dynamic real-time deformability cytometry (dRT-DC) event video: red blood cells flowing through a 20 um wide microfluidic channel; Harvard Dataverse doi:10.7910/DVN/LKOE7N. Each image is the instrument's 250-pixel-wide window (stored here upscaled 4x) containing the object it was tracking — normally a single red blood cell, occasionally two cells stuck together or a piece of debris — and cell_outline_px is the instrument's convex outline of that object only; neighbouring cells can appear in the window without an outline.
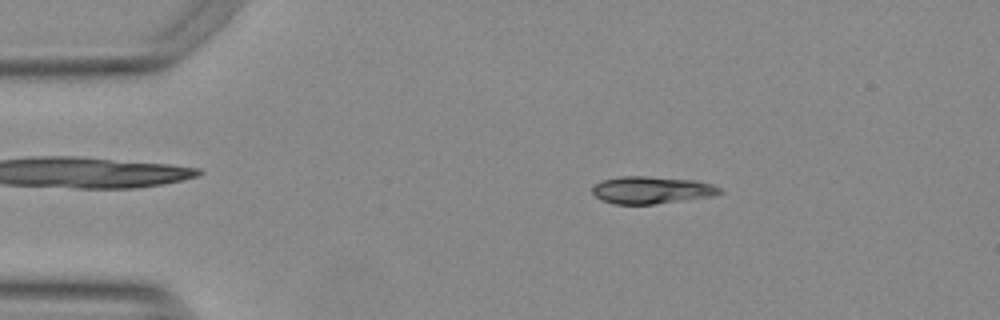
{"species": "Egyptian fruit bat (a non-hibernating species)", "species_latin": "Rousettus aegyptiacus", "temperature_condition": "warm", "stored_images_in_passage": 53, "camera_frame_rate_fps": 3000, "um_per_image_px": 0.085, "animal": {"sex": "female"}, "frame": {"image": 1, "passage_image": 9, "time_ms": 2.667, "image_size_px": [1000, 320], "cell_outline_px": [[724, 192], [716, 196], [652, 204], [612, 204], [600, 200], [592, 192], [592, 184], [600, 180], [620, 176], [644, 176], [696, 180], [712, 184], [720, 188]], "centroid_in_image_um": [55.37, 16.15], "position_along_channel_um": 29.6, "area_um2": 20.58}}
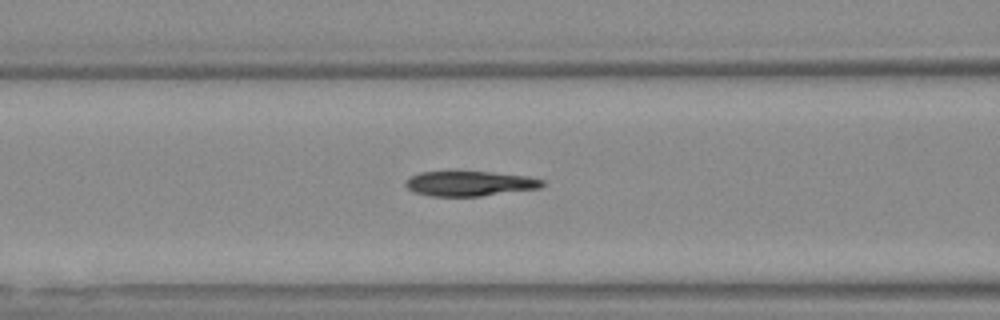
{"frame": {"image": 2, "passage_image": 21, "time_ms": 6.667, "image_size_px": [1000, 320], "cell_outline_px": [[544, 184], [540, 188], [480, 196], [432, 196], [416, 192], [408, 188], [404, 184], [404, 180], [420, 172], [492, 172], [528, 176], [544, 180]], "centroid_in_image_um": [39.94, 15.6], "position_along_channel_um": 126.7, "area_um2": 19.71}}
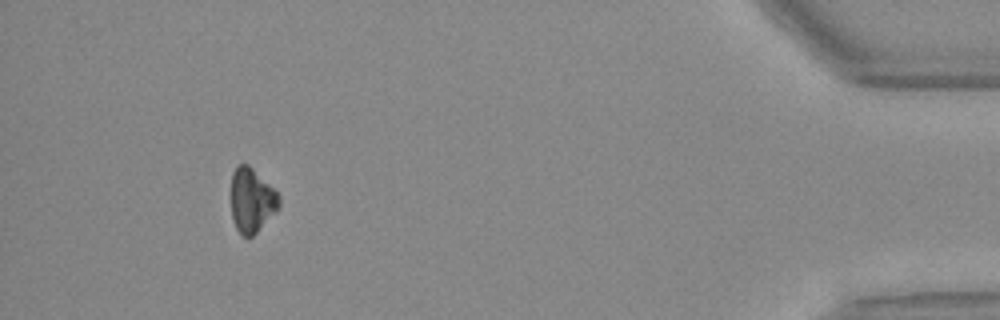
{"frame": {"image": 3, "passage_image": 49, "time_ms": 16.0, "image_size_px": [1000, 320], "cell_outline_px": [[280, 208], [252, 236], [244, 236], [236, 228], [232, 216], [232, 172], [240, 164], [248, 164], [280, 196]], "centroid_in_image_um": [21.41, 17.03], "position_along_channel_um": 413.8, "area_um2": 17.57}}